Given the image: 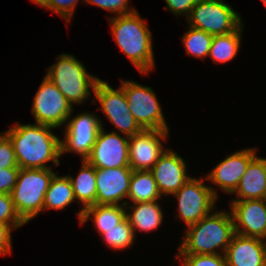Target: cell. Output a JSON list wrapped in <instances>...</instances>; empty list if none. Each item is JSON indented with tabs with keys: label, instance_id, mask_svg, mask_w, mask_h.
<instances>
[{
	"label": "cell",
	"instance_id": "25",
	"mask_svg": "<svg viewBox=\"0 0 266 266\" xmlns=\"http://www.w3.org/2000/svg\"><path fill=\"white\" fill-rule=\"evenodd\" d=\"M242 30L243 24L232 33L214 35L208 56L217 64L234 59L240 48Z\"/></svg>",
	"mask_w": 266,
	"mask_h": 266
},
{
	"label": "cell",
	"instance_id": "17",
	"mask_svg": "<svg viewBox=\"0 0 266 266\" xmlns=\"http://www.w3.org/2000/svg\"><path fill=\"white\" fill-rule=\"evenodd\" d=\"M256 156L255 148L243 149L231 154L206 176V180L217 184L226 193H233L250 161Z\"/></svg>",
	"mask_w": 266,
	"mask_h": 266
},
{
	"label": "cell",
	"instance_id": "24",
	"mask_svg": "<svg viewBox=\"0 0 266 266\" xmlns=\"http://www.w3.org/2000/svg\"><path fill=\"white\" fill-rule=\"evenodd\" d=\"M75 199L72 184L68 176L60 177L55 174L45 193L43 210H62L70 205Z\"/></svg>",
	"mask_w": 266,
	"mask_h": 266
},
{
	"label": "cell",
	"instance_id": "13",
	"mask_svg": "<svg viewBox=\"0 0 266 266\" xmlns=\"http://www.w3.org/2000/svg\"><path fill=\"white\" fill-rule=\"evenodd\" d=\"M169 131L143 129L129 137V167L132 170L150 171L166 151L161 139L166 140Z\"/></svg>",
	"mask_w": 266,
	"mask_h": 266
},
{
	"label": "cell",
	"instance_id": "28",
	"mask_svg": "<svg viewBox=\"0 0 266 266\" xmlns=\"http://www.w3.org/2000/svg\"><path fill=\"white\" fill-rule=\"evenodd\" d=\"M0 222L9 224L13 230L25 224L16 211L11 194L0 193Z\"/></svg>",
	"mask_w": 266,
	"mask_h": 266
},
{
	"label": "cell",
	"instance_id": "19",
	"mask_svg": "<svg viewBox=\"0 0 266 266\" xmlns=\"http://www.w3.org/2000/svg\"><path fill=\"white\" fill-rule=\"evenodd\" d=\"M232 194L235 200L266 199V158L255 156Z\"/></svg>",
	"mask_w": 266,
	"mask_h": 266
},
{
	"label": "cell",
	"instance_id": "7",
	"mask_svg": "<svg viewBox=\"0 0 266 266\" xmlns=\"http://www.w3.org/2000/svg\"><path fill=\"white\" fill-rule=\"evenodd\" d=\"M129 112L143 129L168 131L167 123L156 95L152 88L142 86L134 81H121Z\"/></svg>",
	"mask_w": 266,
	"mask_h": 266
},
{
	"label": "cell",
	"instance_id": "2",
	"mask_svg": "<svg viewBox=\"0 0 266 266\" xmlns=\"http://www.w3.org/2000/svg\"><path fill=\"white\" fill-rule=\"evenodd\" d=\"M235 235L233 218L226 211L210 213L199 222L188 226L177 255L219 254L223 255Z\"/></svg>",
	"mask_w": 266,
	"mask_h": 266
},
{
	"label": "cell",
	"instance_id": "5",
	"mask_svg": "<svg viewBox=\"0 0 266 266\" xmlns=\"http://www.w3.org/2000/svg\"><path fill=\"white\" fill-rule=\"evenodd\" d=\"M55 174L50 168H20L11 197L17 213L25 223L43 210L45 193Z\"/></svg>",
	"mask_w": 266,
	"mask_h": 266
},
{
	"label": "cell",
	"instance_id": "31",
	"mask_svg": "<svg viewBox=\"0 0 266 266\" xmlns=\"http://www.w3.org/2000/svg\"><path fill=\"white\" fill-rule=\"evenodd\" d=\"M85 3L96 5L101 9L114 13L116 16L118 15H126L132 12H136L132 8L129 7V0H83Z\"/></svg>",
	"mask_w": 266,
	"mask_h": 266
},
{
	"label": "cell",
	"instance_id": "3",
	"mask_svg": "<svg viewBox=\"0 0 266 266\" xmlns=\"http://www.w3.org/2000/svg\"><path fill=\"white\" fill-rule=\"evenodd\" d=\"M116 44L142 74L154 67L152 34L139 13L132 12L108 19Z\"/></svg>",
	"mask_w": 266,
	"mask_h": 266
},
{
	"label": "cell",
	"instance_id": "23",
	"mask_svg": "<svg viewBox=\"0 0 266 266\" xmlns=\"http://www.w3.org/2000/svg\"><path fill=\"white\" fill-rule=\"evenodd\" d=\"M161 197L150 171L133 170L127 198L133 203H144L156 201Z\"/></svg>",
	"mask_w": 266,
	"mask_h": 266
},
{
	"label": "cell",
	"instance_id": "26",
	"mask_svg": "<svg viewBox=\"0 0 266 266\" xmlns=\"http://www.w3.org/2000/svg\"><path fill=\"white\" fill-rule=\"evenodd\" d=\"M182 40L189 56L203 59L209 55L213 35L189 26Z\"/></svg>",
	"mask_w": 266,
	"mask_h": 266
},
{
	"label": "cell",
	"instance_id": "4",
	"mask_svg": "<svg viewBox=\"0 0 266 266\" xmlns=\"http://www.w3.org/2000/svg\"><path fill=\"white\" fill-rule=\"evenodd\" d=\"M45 75L65 96L69 103L82 104L91 95L100 78L89 74L83 63L71 54L57 56Z\"/></svg>",
	"mask_w": 266,
	"mask_h": 266
},
{
	"label": "cell",
	"instance_id": "10",
	"mask_svg": "<svg viewBox=\"0 0 266 266\" xmlns=\"http://www.w3.org/2000/svg\"><path fill=\"white\" fill-rule=\"evenodd\" d=\"M93 92L103 113L124 136L131 137L143 130L129 112V105L121 87L113 89L107 82L100 79Z\"/></svg>",
	"mask_w": 266,
	"mask_h": 266
},
{
	"label": "cell",
	"instance_id": "37",
	"mask_svg": "<svg viewBox=\"0 0 266 266\" xmlns=\"http://www.w3.org/2000/svg\"><path fill=\"white\" fill-rule=\"evenodd\" d=\"M262 1V3L265 5V7H266V0H261Z\"/></svg>",
	"mask_w": 266,
	"mask_h": 266
},
{
	"label": "cell",
	"instance_id": "29",
	"mask_svg": "<svg viewBox=\"0 0 266 266\" xmlns=\"http://www.w3.org/2000/svg\"><path fill=\"white\" fill-rule=\"evenodd\" d=\"M175 257H182V266H228L225 255L221 253L177 255Z\"/></svg>",
	"mask_w": 266,
	"mask_h": 266
},
{
	"label": "cell",
	"instance_id": "22",
	"mask_svg": "<svg viewBox=\"0 0 266 266\" xmlns=\"http://www.w3.org/2000/svg\"><path fill=\"white\" fill-rule=\"evenodd\" d=\"M126 210L124 205H91L83 209L80 223L84 224L92 216L96 230L102 235L104 229L116 227L126 218Z\"/></svg>",
	"mask_w": 266,
	"mask_h": 266
},
{
	"label": "cell",
	"instance_id": "11",
	"mask_svg": "<svg viewBox=\"0 0 266 266\" xmlns=\"http://www.w3.org/2000/svg\"><path fill=\"white\" fill-rule=\"evenodd\" d=\"M86 160L95 168L129 167V137L116 131L106 133L101 127Z\"/></svg>",
	"mask_w": 266,
	"mask_h": 266
},
{
	"label": "cell",
	"instance_id": "12",
	"mask_svg": "<svg viewBox=\"0 0 266 266\" xmlns=\"http://www.w3.org/2000/svg\"><path fill=\"white\" fill-rule=\"evenodd\" d=\"M64 140L61 141V155L74 152L86 159L93 148L98 131L103 127L95 114L81 113L66 123Z\"/></svg>",
	"mask_w": 266,
	"mask_h": 266
},
{
	"label": "cell",
	"instance_id": "1",
	"mask_svg": "<svg viewBox=\"0 0 266 266\" xmlns=\"http://www.w3.org/2000/svg\"><path fill=\"white\" fill-rule=\"evenodd\" d=\"M52 126L41 124H16L4 133L12 142L18 167L24 169H45L53 161L59 166L61 140L51 130Z\"/></svg>",
	"mask_w": 266,
	"mask_h": 266
},
{
	"label": "cell",
	"instance_id": "34",
	"mask_svg": "<svg viewBox=\"0 0 266 266\" xmlns=\"http://www.w3.org/2000/svg\"><path fill=\"white\" fill-rule=\"evenodd\" d=\"M198 1L199 0H165L171 12L177 15L187 14L186 19L189 17L192 8Z\"/></svg>",
	"mask_w": 266,
	"mask_h": 266
},
{
	"label": "cell",
	"instance_id": "6",
	"mask_svg": "<svg viewBox=\"0 0 266 266\" xmlns=\"http://www.w3.org/2000/svg\"><path fill=\"white\" fill-rule=\"evenodd\" d=\"M187 21L190 26L213 36L232 33L242 25L240 15L224 0H199Z\"/></svg>",
	"mask_w": 266,
	"mask_h": 266
},
{
	"label": "cell",
	"instance_id": "20",
	"mask_svg": "<svg viewBox=\"0 0 266 266\" xmlns=\"http://www.w3.org/2000/svg\"><path fill=\"white\" fill-rule=\"evenodd\" d=\"M72 184V189L77 203L82 202L83 208L78 212L79 222L81 220L83 209L97 204L96 189V168L86 159L82 160V168L76 178L67 175Z\"/></svg>",
	"mask_w": 266,
	"mask_h": 266
},
{
	"label": "cell",
	"instance_id": "18",
	"mask_svg": "<svg viewBox=\"0 0 266 266\" xmlns=\"http://www.w3.org/2000/svg\"><path fill=\"white\" fill-rule=\"evenodd\" d=\"M224 255L228 266H266V241L235 233Z\"/></svg>",
	"mask_w": 266,
	"mask_h": 266
},
{
	"label": "cell",
	"instance_id": "21",
	"mask_svg": "<svg viewBox=\"0 0 266 266\" xmlns=\"http://www.w3.org/2000/svg\"><path fill=\"white\" fill-rule=\"evenodd\" d=\"M157 202L158 200L133 203L131 207L128 205V202H126L125 208L131 210V213H126V217L130 222L134 235L136 230L149 232L160 226L163 220V212Z\"/></svg>",
	"mask_w": 266,
	"mask_h": 266
},
{
	"label": "cell",
	"instance_id": "36",
	"mask_svg": "<svg viewBox=\"0 0 266 266\" xmlns=\"http://www.w3.org/2000/svg\"><path fill=\"white\" fill-rule=\"evenodd\" d=\"M32 1L35 2V4H38L44 8L48 6L49 0H32Z\"/></svg>",
	"mask_w": 266,
	"mask_h": 266
},
{
	"label": "cell",
	"instance_id": "15",
	"mask_svg": "<svg viewBox=\"0 0 266 266\" xmlns=\"http://www.w3.org/2000/svg\"><path fill=\"white\" fill-rule=\"evenodd\" d=\"M133 170L130 167L96 168L97 204L126 205Z\"/></svg>",
	"mask_w": 266,
	"mask_h": 266
},
{
	"label": "cell",
	"instance_id": "27",
	"mask_svg": "<svg viewBox=\"0 0 266 266\" xmlns=\"http://www.w3.org/2000/svg\"><path fill=\"white\" fill-rule=\"evenodd\" d=\"M101 236L105 240L106 245L115 250H123L129 247L135 239L133 229L127 217L116 227L104 229V233Z\"/></svg>",
	"mask_w": 266,
	"mask_h": 266
},
{
	"label": "cell",
	"instance_id": "30",
	"mask_svg": "<svg viewBox=\"0 0 266 266\" xmlns=\"http://www.w3.org/2000/svg\"><path fill=\"white\" fill-rule=\"evenodd\" d=\"M19 168L14 148L9 137L0 133V169Z\"/></svg>",
	"mask_w": 266,
	"mask_h": 266
},
{
	"label": "cell",
	"instance_id": "32",
	"mask_svg": "<svg viewBox=\"0 0 266 266\" xmlns=\"http://www.w3.org/2000/svg\"><path fill=\"white\" fill-rule=\"evenodd\" d=\"M78 0H49L46 8L59 14L66 22H70Z\"/></svg>",
	"mask_w": 266,
	"mask_h": 266
},
{
	"label": "cell",
	"instance_id": "14",
	"mask_svg": "<svg viewBox=\"0 0 266 266\" xmlns=\"http://www.w3.org/2000/svg\"><path fill=\"white\" fill-rule=\"evenodd\" d=\"M230 205L235 233L266 241V199H233Z\"/></svg>",
	"mask_w": 266,
	"mask_h": 266
},
{
	"label": "cell",
	"instance_id": "35",
	"mask_svg": "<svg viewBox=\"0 0 266 266\" xmlns=\"http://www.w3.org/2000/svg\"><path fill=\"white\" fill-rule=\"evenodd\" d=\"M12 227L9 224L0 222V254L6 255L11 253L12 244H11V234Z\"/></svg>",
	"mask_w": 266,
	"mask_h": 266
},
{
	"label": "cell",
	"instance_id": "16",
	"mask_svg": "<svg viewBox=\"0 0 266 266\" xmlns=\"http://www.w3.org/2000/svg\"><path fill=\"white\" fill-rule=\"evenodd\" d=\"M186 163L176 152L167 150L150 169L160 194L172 195L183 186L190 176L187 175Z\"/></svg>",
	"mask_w": 266,
	"mask_h": 266
},
{
	"label": "cell",
	"instance_id": "8",
	"mask_svg": "<svg viewBox=\"0 0 266 266\" xmlns=\"http://www.w3.org/2000/svg\"><path fill=\"white\" fill-rule=\"evenodd\" d=\"M203 180L190 177L176 193L172 194L178 200L179 217L187 226L199 222L214 210L217 191L203 184Z\"/></svg>",
	"mask_w": 266,
	"mask_h": 266
},
{
	"label": "cell",
	"instance_id": "9",
	"mask_svg": "<svg viewBox=\"0 0 266 266\" xmlns=\"http://www.w3.org/2000/svg\"><path fill=\"white\" fill-rule=\"evenodd\" d=\"M33 100L31 112L36 123L54 128L67 122L74 108L46 76Z\"/></svg>",
	"mask_w": 266,
	"mask_h": 266
},
{
	"label": "cell",
	"instance_id": "33",
	"mask_svg": "<svg viewBox=\"0 0 266 266\" xmlns=\"http://www.w3.org/2000/svg\"><path fill=\"white\" fill-rule=\"evenodd\" d=\"M20 168L0 169V193L11 194L17 182Z\"/></svg>",
	"mask_w": 266,
	"mask_h": 266
}]
</instances>
